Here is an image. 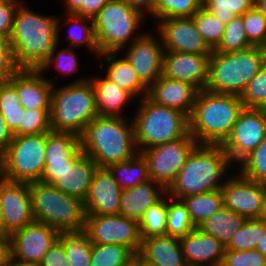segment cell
<instances>
[{"instance_id":"obj_6","label":"cell","mask_w":266,"mask_h":266,"mask_svg":"<svg viewBox=\"0 0 266 266\" xmlns=\"http://www.w3.org/2000/svg\"><path fill=\"white\" fill-rule=\"evenodd\" d=\"M81 77L58 88L53 85L50 112L52 131L72 132L80 136L86 125L98 116L94 88L87 77Z\"/></svg>"},{"instance_id":"obj_62","label":"cell","mask_w":266,"mask_h":266,"mask_svg":"<svg viewBox=\"0 0 266 266\" xmlns=\"http://www.w3.org/2000/svg\"><path fill=\"white\" fill-rule=\"evenodd\" d=\"M255 5L266 16V0H256Z\"/></svg>"},{"instance_id":"obj_61","label":"cell","mask_w":266,"mask_h":266,"mask_svg":"<svg viewBox=\"0 0 266 266\" xmlns=\"http://www.w3.org/2000/svg\"><path fill=\"white\" fill-rule=\"evenodd\" d=\"M8 266H40L38 263L22 262L11 259Z\"/></svg>"},{"instance_id":"obj_58","label":"cell","mask_w":266,"mask_h":266,"mask_svg":"<svg viewBox=\"0 0 266 266\" xmlns=\"http://www.w3.org/2000/svg\"><path fill=\"white\" fill-rule=\"evenodd\" d=\"M13 134L9 130L0 112V150L4 153L13 139Z\"/></svg>"},{"instance_id":"obj_44","label":"cell","mask_w":266,"mask_h":266,"mask_svg":"<svg viewBox=\"0 0 266 266\" xmlns=\"http://www.w3.org/2000/svg\"><path fill=\"white\" fill-rule=\"evenodd\" d=\"M256 0H203V7L225 25L235 16H242L255 6Z\"/></svg>"},{"instance_id":"obj_65","label":"cell","mask_w":266,"mask_h":266,"mask_svg":"<svg viewBox=\"0 0 266 266\" xmlns=\"http://www.w3.org/2000/svg\"><path fill=\"white\" fill-rule=\"evenodd\" d=\"M3 158H4V153L0 150V178H2L3 174Z\"/></svg>"},{"instance_id":"obj_12","label":"cell","mask_w":266,"mask_h":266,"mask_svg":"<svg viewBox=\"0 0 266 266\" xmlns=\"http://www.w3.org/2000/svg\"><path fill=\"white\" fill-rule=\"evenodd\" d=\"M92 244H117L128 247L136 256L141 247L138 221L120 214H86L83 230Z\"/></svg>"},{"instance_id":"obj_25","label":"cell","mask_w":266,"mask_h":266,"mask_svg":"<svg viewBox=\"0 0 266 266\" xmlns=\"http://www.w3.org/2000/svg\"><path fill=\"white\" fill-rule=\"evenodd\" d=\"M98 166L86 154H82L72 166H67L51 185L58 190L79 198L83 202L88 196L94 173Z\"/></svg>"},{"instance_id":"obj_33","label":"cell","mask_w":266,"mask_h":266,"mask_svg":"<svg viewBox=\"0 0 266 266\" xmlns=\"http://www.w3.org/2000/svg\"><path fill=\"white\" fill-rule=\"evenodd\" d=\"M80 147L79 135L50 131L46 133L45 163L67 161Z\"/></svg>"},{"instance_id":"obj_30","label":"cell","mask_w":266,"mask_h":266,"mask_svg":"<svg viewBox=\"0 0 266 266\" xmlns=\"http://www.w3.org/2000/svg\"><path fill=\"white\" fill-rule=\"evenodd\" d=\"M108 169L121 190L133 188L150 180L147 162L140 152L127 161L110 165Z\"/></svg>"},{"instance_id":"obj_31","label":"cell","mask_w":266,"mask_h":266,"mask_svg":"<svg viewBox=\"0 0 266 266\" xmlns=\"http://www.w3.org/2000/svg\"><path fill=\"white\" fill-rule=\"evenodd\" d=\"M63 15L67 17L65 22L68 21V26L70 23V26L66 27L68 35L64 37V40L69 42L67 47L75 49L86 45L89 49L88 51L93 52L97 58L100 55V51L95 38L93 19L68 13Z\"/></svg>"},{"instance_id":"obj_13","label":"cell","mask_w":266,"mask_h":266,"mask_svg":"<svg viewBox=\"0 0 266 266\" xmlns=\"http://www.w3.org/2000/svg\"><path fill=\"white\" fill-rule=\"evenodd\" d=\"M266 137V110L244 108L221 145L233 164H239Z\"/></svg>"},{"instance_id":"obj_55","label":"cell","mask_w":266,"mask_h":266,"mask_svg":"<svg viewBox=\"0 0 266 266\" xmlns=\"http://www.w3.org/2000/svg\"><path fill=\"white\" fill-rule=\"evenodd\" d=\"M24 109L0 110L9 130L14 136H19L21 113Z\"/></svg>"},{"instance_id":"obj_35","label":"cell","mask_w":266,"mask_h":266,"mask_svg":"<svg viewBox=\"0 0 266 266\" xmlns=\"http://www.w3.org/2000/svg\"><path fill=\"white\" fill-rule=\"evenodd\" d=\"M70 266H91L92 243L84 231L60 233Z\"/></svg>"},{"instance_id":"obj_22","label":"cell","mask_w":266,"mask_h":266,"mask_svg":"<svg viewBox=\"0 0 266 266\" xmlns=\"http://www.w3.org/2000/svg\"><path fill=\"white\" fill-rule=\"evenodd\" d=\"M198 89L188 82L161 75L147 91V97L156 104L177 109L191 116Z\"/></svg>"},{"instance_id":"obj_38","label":"cell","mask_w":266,"mask_h":266,"mask_svg":"<svg viewBox=\"0 0 266 266\" xmlns=\"http://www.w3.org/2000/svg\"><path fill=\"white\" fill-rule=\"evenodd\" d=\"M195 228L183 201L168 195L166 235L180 239Z\"/></svg>"},{"instance_id":"obj_34","label":"cell","mask_w":266,"mask_h":266,"mask_svg":"<svg viewBox=\"0 0 266 266\" xmlns=\"http://www.w3.org/2000/svg\"><path fill=\"white\" fill-rule=\"evenodd\" d=\"M168 194L165 193L142 215L139 224L141 240L152 236L166 235Z\"/></svg>"},{"instance_id":"obj_23","label":"cell","mask_w":266,"mask_h":266,"mask_svg":"<svg viewBox=\"0 0 266 266\" xmlns=\"http://www.w3.org/2000/svg\"><path fill=\"white\" fill-rule=\"evenodd\" d=\"M188 266H221L226 247L214 236L196 227L180 238Z\"/></svg>"},{"instance_id":"obj_29","label":"cell","mask_w":266,"mask_h":266,"mask_svg":"<svg viewBox=\"0 0 266 266\" xmlns=\"http://www.w3.org/2000/svg\"><path fill=\"white\" fill-rule=\"evenodd\" d=\"M245 220V217L223 207L201 223L198 228L214 236L226 246Z\"/></svg>"},{"instance_id":"obj_7","label":"cell","mask_w":266,"mask_h":266,"mask_svg":"<svg viewBox=\"0 0 266 266\" xmlns=\"http://www.w3.org/2000/svg\"><path fill=\"white\" fill-rule=\"evenodd\" d=\"M137 107L132 122L139 152L189 133V117L182 111L156 104L147 96L139 99Z\"/></svg>"},{"instance_id":"obj_26","label":"cell","mask_w":266,"mask_h":266,"mask_svg":"<svg viewBox=\"0 0 266 266\" xmlns=\"http://www.w3.org/2000/svg\"><path fill=\"white\" fill-rule=\"evenodd\" d=\"M87 77L95 91L98 116L128 118L123 114V108H126L125 105H130L133 100L136 102L137 100L104 75Z\"/></svg>"},{"instance_id":"obj_19","label":"cell","mask_w":266,"mask_h":266,"mask_svg":"<svg viewBox=\"0 0 266 266\" xmlns=\"http://www.w3.org/2000/svg\"><path fill=\"white\" fill-rule=\"evenodd\" d=\"M210 55L164 51L162 75L188 82L201 91L208 81Z\"/></svg>"},{"instance_id":"obj_15","label":"cell","mask_w":266,"mask_h":266,"mask_svg":"<svg viewBox=\"0 0 266 266\" xmlns=\"http://www.w3.org/2000/svg\"><path fill=\"white\" fill-rule=\"evenodd\" d=\"M2 234L10 236L34 221L29 183L0 178Z\"/></svg>"},{"instance_id":"obj_49","label":"cell","mask_w":266,"mask_h":266,"mask_svg":"<svg viewBox=\"0 0 266 266\" xmlns=\"http://www.w3.org/2000/svg\"><path fill=\"white\" fill-rule=\"evenodd\" d=\"M19 70L10 39L0 36V78L9 80Z\"/></svg>"},{"instance_id":"obj_53","label":"cell","mask_w":266,"mask_h":266,"mask_svg":"<svg viewBox=\"0 0 266 266\" xmlns=\"http://www.w3.org/2000/svg\"><path fill=\"white\" fill-rule=\"evenodd\" d=\"M24 109L20 105L16 87L6 80L0 89V110Z\"/></svg>"},{"instance_id":"obj_42","label":"cell","mask_w":266,"mask_h":266,"mask_svg":"<svg viewBox=\"0 0 266 266\" xmlns=\"http://www.w3.org/2000/svg\"><path fill=\"white\" fill-rule=\"evenodd\" d=\"M250 46L252 45L248 42L242 16H235L225 25L222 39L214 50L230 53L247 49Z\"/></svg>"},{"instance_id":"obj_64","label":"cell","mask_w":266,"mask_h":266,"mask_svg":"<svg viewBox=\"0 0 266 266\" xmlns=\"http://www.w3.org/2000/svg\"><path fill=\"white\" fill-rule=\"evenodd\" d=\"M260 218L263 219L264 221H266V194L264 197L263 210H262V213L260 215Z\"/></svg>"},{"instance_id":"obj_21","label":"cell","mask_w":266,"mask_h":266,"mask_svg":"<svg viewBox=\"0 0 266 266\" xmlns=\"http://www.w3.org/2000/svg\"><path fill=\"white\" fill-rule=\"evenodd\" d=\"M9 81L16 87L24 109H51V93L56 81L44 77L40 70L20 69Z\"/></svg>"},{"instance_id":"obj_16","label":"cell","mask_w":266,"mask_h":266,"mask_svg":"<svg viewBox=\"0 0 266 266\" xmlns=\"http://www.w3.org/2000/svg\"><path fill=\"white\" fill-rule=\"evenodd\" d=\"M144 32L122 53L135 69L140 81L149 88L161 75L164 48L156 31Z\"/></svg>"},{"instance_id":"obj_8","label":"cell","mask_w":266,"mask_h":266,"mask_svg":"<svg viewBox=\"0 0 266 266\" xmlns=\"http://www.w3.org/2000/svg\"><path fill=\"white\" fill-rule=\"evenodd\" d=\"M29 190L34 221L59 233L84 230L86 214L82 200L41 181L29 183Z\"/></svg>"},{"instance_id":"obj_3","label":"cell","mask_w":266,"mask_h":266,"mask_svg":"<svg viewBox=\"0 0 266 266\" xmlns=\"http://www.w3.org/2000/svg\"><path fill=\"white\" fill-rule=\"evenodd\" d=\"M80 143L83 154L88 155L98 168L127 161L139 152L131 117L96 116L80 135Z\"/></svg>"},{"instance_id":"obj_40","label":"cell","mask_w":266,"mask_h":266,"mask_svg":"<svg viewBox=\"0 0 266 266\" xmlns=\"http://www.w3.org/2000/svg\"><path fill=\"white\" fill-rule=\"evenodd\" d=\"M192 18L205 43L211 50H214L222 39L225 24L203 6Z\"/></svg>"},{"instance_id":"obj_57","label":"cell","mask_w":266,"mask_h":266,"mask_svg":"<svg viewBox=\"0 0 266 266\" xmlns=\"http://www.w3.org/2000/svg\"><path fill=\"white\" fill-rule=\"evenodd\" d=\"M123 1H125L129 6L139 10L145 16H147V14L148 16H150L154 12L157 0H123Z\"/></svg>"},{"instance_id":"obj_10","label":"cell","mask_w":266,"mask_h":266,"mask_svg":"<svg viewBox=\"0 0 266 266\" xmlns=\"http://www.w3.org/2000/svg\"><path fill=\"white\" fill-rule=\"evenodd\" d=\"M46 133L13 136L4 152L2 178L11 182L40 181L45 167Z\"/></svg>"},{"instance_id":"obj_1","label":"cell","mask_w":266,"mask_h":266,"mask_svg":"<svg viewBox=\"0 0 266 266\" xmlns=\"http://www.w3.org/2000/svg\"><path fill=\"white\" fill-rule=\"evenodd\" d=\"M26 2L15 13L10 43L20 69L39 70L58 42V16L45 15Z\"/></svg>"},{"instance_id":"obj_17","label":"cell","mask_w":266,"mask_h":266,"mask_svg":"<svg viewBox=\"0 0 266 266\" xmlns=\"http://www.w3.org/2000/svg\"><path fill=\"white\" fill-rule=\"evenodd\" d=\"M155 23L164 51L211 54L192 17L160 19Z\"/></svg>"},{"instance_id":"obj_24","label":"cell","mask_w":266,"mask_h":266,"mask_svg":"<svg viewBox=\"0 0 266 266\" xmlns=\"http://www.w3.org/2000/svg\"><path fill=\"white\" fill-rule=\"evenodd\" d=\"M137 257L146 266H188L180 239L169 235L142 239Z\"/></svg>"},{"instance_id":"obj_46","label":"cell","mask_w":266,"mask_h":266,"mask_svg":"<svg viewBox=\"0 0 266 266\" xmlns=\"http://www.w3.org/2000/svg\"><path fill=\"white\" fill-rule=\"evenodd\" d=\"M244 108L266 110V67L249 81L240 96Z\"/></svg>"},{"instance_id":"obj_4","label":"cell","mask_w":266,"mask_h":266,"mask_svg":"<svg viewBox=\"0 0 266 266\" xmlns=\"http://www.w3.org/2000/svg\"><path fill=\"white\" fill-rule=\"evenodd\" d=\"M243 109L240 96L198 91L189 117V134L198 144L222 145Z\"/></svg>"},{"instance_id":"obj_47","label":"cell","mask_w":266,"mask_h":266,"mask_svg":"<svg viewBox=\"0 0 266 266\" xmlns=\"http://www.w3.org/2000/svg\"><path fill=\"white\" fill-rule=\"evenodd\" d=\"M242 19L248 42L266 48V16L255 5L242 15Z\"/></svg>"},{"instance_id":"obj_20","label":"cell","mask_w":266,"mask_h":266,"mask_svg":"<svg viewBox=\"0 0 266 266\" xmlns=\"http://www.w3.org/2000/svg\"><path fill=\"white\" fill-rule=\"evenodd\" d=\"M121 188L108 168H97L88 196L84 201L85 214L116 215L120 209Z\"/></svg>"},{"instance_id":"obj_28","label":"cell","mask_w":266,"mask_h":266,"mask_svg":"<svg viewBox=\"0 0 266 266\" xmlns=\"http://www.w3.org/2000/svg\"><path fill=\"white\" fill-rule=\"evenodd\" d=\"M165 193L166 190L152 180L130 189H122L119 214L139 221L143 213Z\"/></svg>"},{"instance_id":"obj_41","label":"cell","mask_w":266,"mask_h":266,"mask_svg":"<svg viewBox=\"0 0 266 266\" xmlns=\"http://www.w3.org/2000/svg\"><path fill=\"white\" fill-rule=\"evenodd\" d=\"M203 6V0H157L154 21L167 18L192 17Z\"/></svg>"},{"instance_id":"obj_63","label":"cell","mask_w":266,"mask_h":266,"mask_svg":"<svg viewBox=\"0 0 266 266\" xmlns=\"http://www.w3.org/2000/svg\"><path fill=\"white\" fill-rule=\"evenodd\" d=\"M125 266H146L137 256Z\"/></svg>"},{"instance_id":"obj_54","label":"cell","mask_w":266,"mask_h":266,"mask_svg":"<svg viewBox=\"0 0 266 266\" xmlns=\"http://www.w3.org/2000/svg\"><path fill=\"white\" fill-rule=\"evenodd\" d=\"M109 0H85L75 15L94 18Z\"/></svg>"},{"instance_id":"obj_48","label":"cell","mask_w":266,"mask_h":266,"mask_svg":"<svg viewBox=\"0 0 266 266\" xmlns=\"http://www.w3.org/2000/svg\"><path fill=\"white\" fill-rule=\"evenodd\" d=\"M221 266H266V257L258 250H225Z\"/></svg>"},{"instance_id":"obj_51","label":"cell","mask_w":266,"mask_h":266,"mask_svg":"<svg viewBox=\"0 0 266 266\" xmlns=\"http://www.w3.org/2000/svg\"><path fill=\"white\" fill-rule=\"evenodd\" d=\"M82 154V148L80 147L67 161L45 163L40 181L51 184L58 178L59 173H61L67 166H72Z\"/></svg>"},{"instance_id":"obj_43","label":"cell","mask_w":266,"mask_h":266,"mask_svg":"<svg viewBox=\"0 0 266 266\" xmlns=\"http://www.w3.org/2000/svg\"><path fill=\"white\" fill-rule=\"evenodd\" d=\"M237 168L245 178L266 185V137L260 145L245 157Z\"/></svg>"},{"instance_id":"obj_60","label":"cell","mask_w":266,"mask_h":266,"mask_svg":"<svg viewBox=\"0 0 266 266\" xmlns=\"http://www.w3.org/2000/svg\"><path fill=\"white\" fill-rule=\"evenodd\" d=\"M256 250L260 251L266 257V232L256 245Z\"/></svg>"},{"instance_id":"obj_45","label":"cell","mask_w":266,"mask_h":266,"mask_svg":"<svg viewBox=\"0 0 266 266\" xmlns=\"http://www.w3.org/2000/svg\"><path fill=\"white\" fill-rule=\"evenodd\" d=\"M51 109H24L21 113L19 136L52 131Z\"/></svg>"},{"instance_id":"obj_66","label":"cell","mask_w":266,"mask_h":266,"mask_svg":"<svg viewBox=\"0 0 266 266\" xmlns=\"http://www.w3.org/2000/svg\"><path fill=\"white\" fill-rule=\"evenodd\" d=\"M0 234H2V211H1V205H0Z\"/></svg>"},{"instance_id":"obj_5","label":"cell","mask_w":266,"mask_h":266,"mask_svg":"<svg viewBox=\"0 0 266 266\" xmlns=\"http://www.w3.org/2000/svg\"><path fill=\"white\" fill-rule=\"evenodd\" d=\"M265 59L266 48L258 46L230 53L212 50L205 90L241 96L249 81L264 66Z\"/></svg>"},{"instance_id":"obj_9","label":"cell","mask_w":266,"mask_h":266,"mask_svg":"<svg viewBox=\"0 0 266 266\" xmlns=\"http://www.w3.org/2000/svg\"><path fill=\"white\" fill-rule=\"evenodd\" d=\"M146 16L123 0H109L93 18L94 32L100 54L120 52L140 37L136 30Z\"/></svg>"},{"instance_id":"obj_14","label":"cell","mask_w":266,"mask_h":266,"mask_svg":"<svg viewBox=\"0 0 266 266\" xmlns=\"http://www.w3.org/2000/svg\"><path fill=\"white\" fill-rule=\"evenodd\" d=\"M221 190L225 208L246 219L260 218L266 185L249 180L235 170Z\"/></svg>"},{"instance_id":"obj_2","label":"cell","mask_w":266,"mask_h":266,"mask_svg":"<svg viewBox=\"0 0 266 266\" xmlns=\"http://www.w3.org/2000/svg\"><path fill=\"white\" fill-rule=\"evenodd\" d=\"M231 166L237 170L221 145L198 144L166 193L181 200L188 196L220 190L227 178L235 172Z\"/></svg>"},{"instance_id":"obj_32","label":"cell","mask_w":266,"mask_h":266,"mask_svg":"<svg viewBox=\"0 0 266 266\" xmlns=\"http://www.w3.org/2000/svg\"><path fill=\"white\" fill-rule=\"evenodd\" d=\"M181 200L186 205L195 227L224 207L221 189L188 196Z\"/></svg>"},{"instance_id":"obj_11","label":"cell","mask_w":266,"mask_h":266,"mask_svg":"<svg viewBox=\"0 0 266 266\" xmlns=\"http://www.w3.org/2000/svg\"><path fill=\"white\" fill-rule=\"evenodd\" d=\"M197 145L198 143L188 133L181 139L159 144L140 152L147 162L150 180L167 190Z\"/></svg>"},{"instance_id":"obj_67","label":"cell","mask_w":266,"mask_h":266,"mask_svg":"<svg viewBox=\"0 0 266 266\" xmlns=\"http://www.w3.org/2000/svg\"><path fill=\"white\" fill-rule=\"evenodd\" d=\"M6 81V79H4V78H0V89H1V87H2V85H3V83Z\"/></svg>"},{"instance_id":"obj_39","label":"cell","mask_w":266,"mask_h":266,"mask_svg":"<svg viewBox=\"0 0 266 266\" xmlns=\"http://www.w3.org/2000/svg\"><path fill=\"white\" fill-rule=\"evenodd\" d=\"M136 255L123 245L92 244L91 266H125Z\"/></svg>"},{"instance_id":"obj_37","label":"cell","mask_w":266,"mask_h":266,"mask_svg":"<svg viewBox=\"0 0 266 266\" xmlns=\"http://www.w3.org/2000/svg\"><path fill=\"white\" fill-rule=\"evenodd\" d=\"M266 232V221L261 218L246 219L236 231L231 241L225 246L226 250H252Z\"/></svg>"},{"instance_id":"obj_50","label":"cell","mask_w":266,"mask_h":266,"mask_svg":"<svg viewBox=\"0 0 266 266\" xmlns=\"http://www.w3.org/2000/svg\"><path fill=\"white\" fill-rule=\"evenodd\" d=\"M23 0H0V36L10 38L15 13Z\"/></svg>"},{"instance_id":"obj_36","label":"cell","mask_w":266,"mask_h":266,"mask_svg":"<svg viewBox=\"0 0 266 266\" xmlns=\"http://www.w3.org/2000/svg\"><path fill=\"white\" fill-rule=\"evenodd\" d=\"M61 18L58 17V42L57 45L54 47V49L51 51V55L48 57V59L44 62V64L40 67V71L46 75L45 72L49 71L50 68H54L55 71L57 70L59 73L62 74V76L65 78V75H68L71 73L74 75L77 70H79V57L76 55V52L74 53L73 48L71 47H65V48H59L60 44V33L62 25H64V21H60ZM54 66V67H53Z\"/></svg>"},{"instance_id":"obj_56","label":"cell","mask_w":266,"mask_h":266,"mask_svg":"<svg viewBox=\"0 0 266 266\" xmlns=\"http://www.w3.org/2000/svg\"><path fill=\"white\" fill-rule=\"evenodd\" d=\"M12 259L11 240L8 235L0 234V266H8Z\"/></svg>"},{"instance_id":"obj_59","label":"cell","mask_w":266,"mask_h":266,"mask_svg":"<svg viewBox=\"0 0 266 266\" xmlns=\"http://www.w3.org/2000/svg\"><path fill=\"white\" fill-rule=\"evenodd\" d=\"M65 13L75 14L80 8L82 4H85V0H63Z\"/></svg>"},{"instance_id":"obj_27","label":"cell","mask_w":266,"mask_h":266,"mask_svg":"<svg viewBox=\"0 0 266 266\" xmlns=\"http://www.w3.org/2000/svg\"><path fill=\"white\" fill-rule=\"evenodd\" d=\"M119 54L120 52L100 54L97 58L103 60L99 66L107 65L108 68L104 76L128 92L134 99H141L147 95L148 88L140 81L135 69L127 58L125 56L120 57Z\"/></svg>"},{"instance_id":"obj_52","label":"cell","mask_w":266,"mask_h":266,"mask_svg":"<svg viewBox=\"0 0 266 266\" xmlns=\"http://www.w3.org/2000/svg\"><path fill=\"white\" fill-rule=\"evenodd\" d=\"M40 266H70L63 244L57 240L45 253Z\"/></svg>"},{"instance_id":"obj_18","label":"cell","mask_w":266,"mask_h":266,"mask_svg":"<svg viewBox=\"0 0 266 266\" xmlns=\"http://www.w3.org/2000/svg\"><path fill=\"white\" fill-rule=\"evenodd\" d=\"M59 235L57 230L47 224L31 222L9 236L12 259L39 264L45 253L58 240Z\"/></svg>"}]
</instances>
